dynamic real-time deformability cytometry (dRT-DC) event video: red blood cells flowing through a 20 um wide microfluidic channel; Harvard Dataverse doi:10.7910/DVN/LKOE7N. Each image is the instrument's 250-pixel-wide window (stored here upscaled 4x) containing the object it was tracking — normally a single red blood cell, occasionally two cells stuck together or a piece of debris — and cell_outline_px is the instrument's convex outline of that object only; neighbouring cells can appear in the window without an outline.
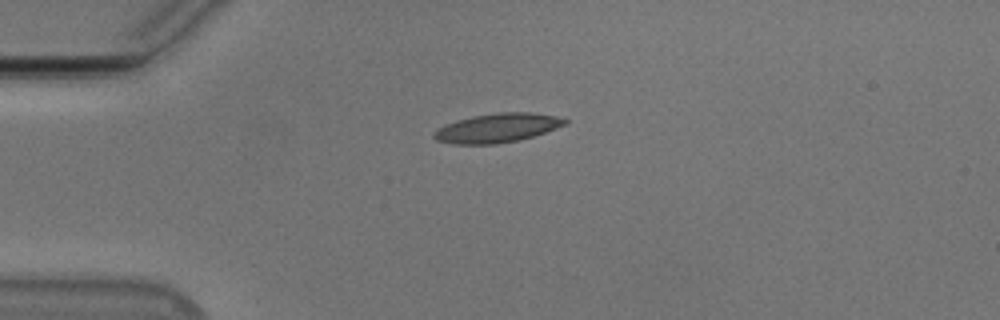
{"species": "Egyptian fruit bat (a non-hibernating species)", "species_latin": "Rousettus aegyptiacus", "temperature_condition": "cold", "stored_images_in_passage": 38, "camera_frame_rate_fps": 3000, "um_per_image_px": 0.085, "animal": {"sex": "male"}, "frame": {"image": 1, "passage_image": 1, "time_ms": 0.0, "image_size_px": [1000, 320], "cell_outline_px": [[568, 124], [520, 140], [496, 144], [452, 144], [436, 140], [432, 136], [436, 128], [456, 120], [476, 116], [500, 112], [528, 112], [556, 116], [568, 120]], "centroid_in_image_um": [42.25, 10.88], "position_along_channel_um": 42.8, "area_um2": 22.08}}
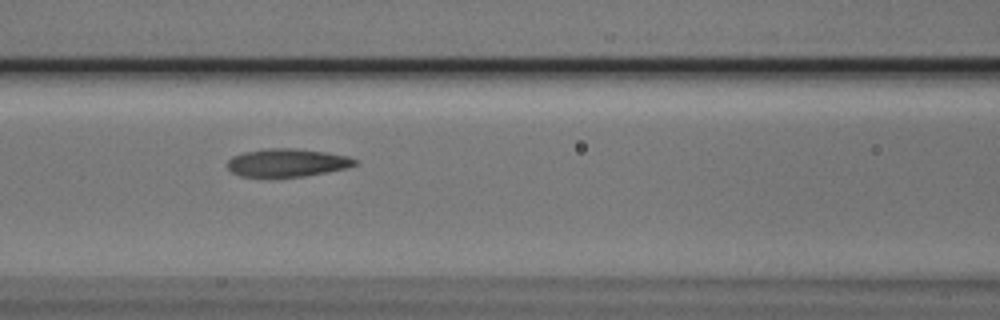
{"frame": {"image": 2, "passage_image": 11, "time_ms": 3.333, "image_size_px": [1000, 320], "cell_outline_px": [[356, 164], [344, 168], [304, 176], [240, 176], [232, 172], [228, 168], [228, 160], [232, 156], [244, 152], [268, 148], [296, 148], [324, 152], [348, 156], [356, 160]], "centroid_in_image_um": [24.37, 13.81], "position_along_channel_um": 142.2, "area_um2": 20.4}}
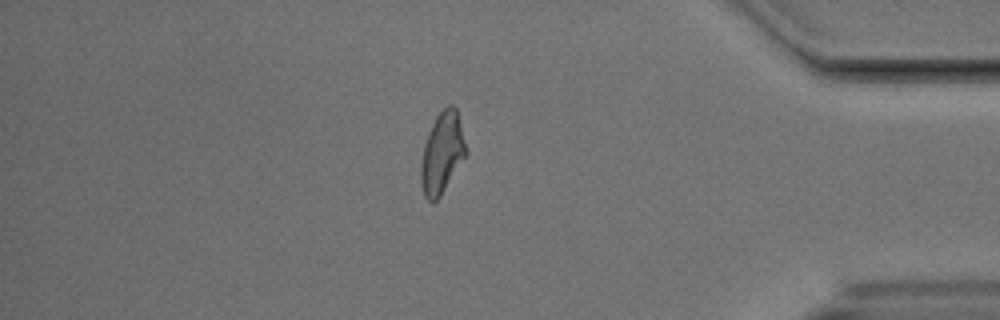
{"frame": {"image": 3, "passage_image": 34, "time_ms": 11.0, "image_size_px": [1000, 320], "cell_outline_px": [[468, 152], [440, 196], [436, 200], [428, 200], [424, 196], [420, 180], [420, 164], [424, 144], [428, 132], [436, 116], [448, 104], [452, 104], [456, 108]], "centroid_in_image_um": [37.57, 12.99], "position_along_channel_um": 397.6, "area_um2": 21.15}, "authors_computed_cell_mechanics": {"area_um2": 20.9236, "velocity_mm_per_s": 3.7602, "shape_relaxation_time_tau1_ms": 4.7116, "shape_relaxation_time_tau2_ms": 1.9508, "deformation_change_tau1": 0.1837, "deformation_change_tau2": 0.1095}}